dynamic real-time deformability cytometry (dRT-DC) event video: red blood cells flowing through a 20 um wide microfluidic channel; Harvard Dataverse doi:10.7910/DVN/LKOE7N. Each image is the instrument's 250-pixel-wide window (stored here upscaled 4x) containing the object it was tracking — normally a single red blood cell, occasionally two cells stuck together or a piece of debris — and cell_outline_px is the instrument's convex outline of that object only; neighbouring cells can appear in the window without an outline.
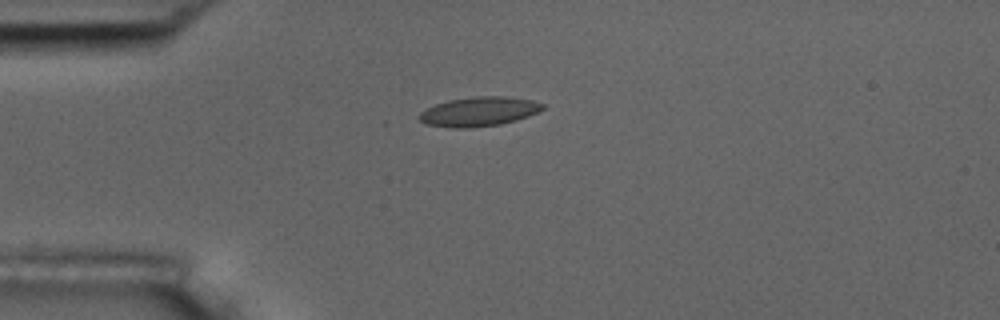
{"species": "common noctule bat (a hibernating species)", "species_latin": "Nyctalus noctula", "temperature_condition": "room temperature", "stored_images_in_passage": 8, "camera_frame_rate_fps": 3000, "um_per_image_px": 0.085, "animal": {"sex": "male", "body_mass_g": 17.5, "forearm_length_mm": 52.3}, "frame": {"image": 1, "passage_image": 2, "time_ms": 2.0, "image_size_px": [1000, 320], "cell_outline_px": [[544, 108], [528, 116], [516, 120], [500, 124], [468, 128], [452, 128], [424, 124], [420, 120], [420, 112], [424, 108], [448, 100], [472, 96], [504, 96], [532, 100], [544, 104]], "centroid_in_image_um": [40.67, 9.48], "position_along_channel_um": 44.3, "area_um2": 21.15}}
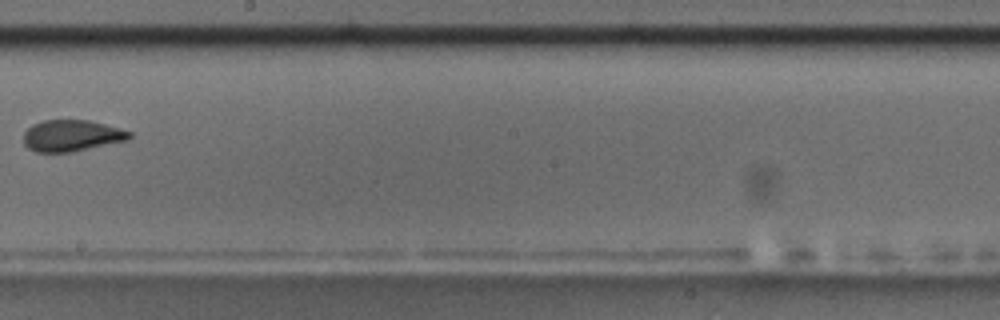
{"frame": {"image": 2, "passage_image": 7, "time_ms": 8.0, "image_size_px": [1000, 320], "cell_outline_px": [[132, 136], [128, 140], [72, 152], [36, 152], [28, 148], [24, 144], [24, 132], [32, 124], [44, 120], [88, 120], [120, 128], [132, 132]], "centroid_in_image_um": [6.09, 11.53], "position_along_channel_um": 242.1, "area_um2": 19.42}}
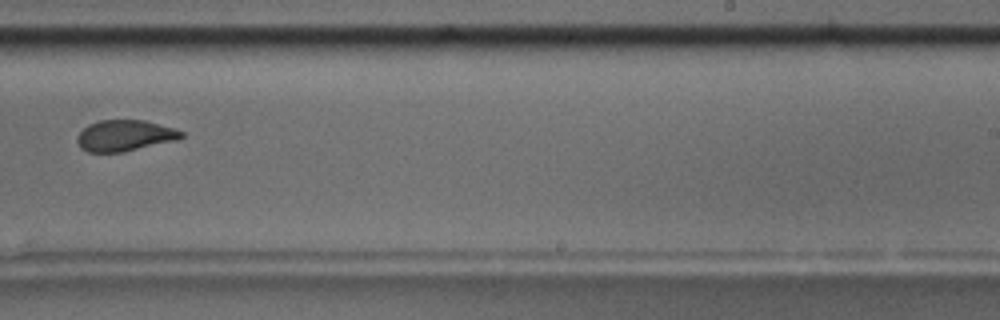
{"frame": {"image": 3, "passage_image": 8, "time_ms": 9.0, "image_size_px": [1000, 320], "cell_outline_px": [[184, 136], [180, 140], [124, 152], [88, 152], [80, 148], [76, 140], [76, 136], [88, 124], [100, 120], [144, 120], [172, 128], [184, 132]], "centroid_in_image_um": [10.61, 11.54], "position_along_channel_um": 278.4, "area_um2": 19.07}}